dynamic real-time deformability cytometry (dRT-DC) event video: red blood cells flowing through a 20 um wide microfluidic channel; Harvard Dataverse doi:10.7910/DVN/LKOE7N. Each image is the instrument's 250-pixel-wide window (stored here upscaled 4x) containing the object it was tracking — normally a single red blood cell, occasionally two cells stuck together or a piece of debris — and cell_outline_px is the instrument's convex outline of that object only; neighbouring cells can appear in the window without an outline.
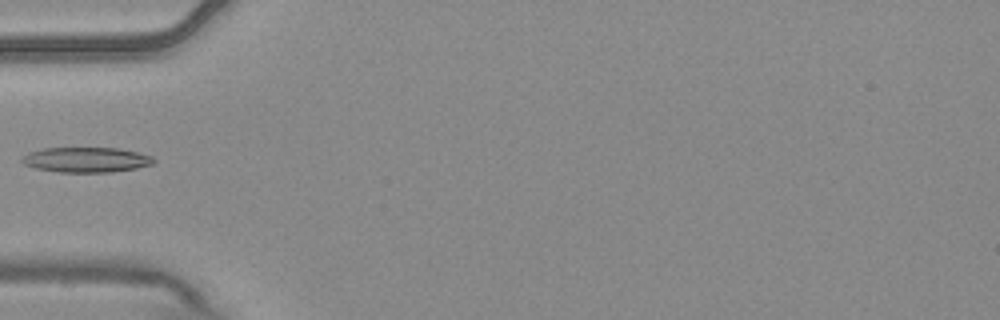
{"species": "common noctule bat (a hibernating species)", "species_latin": "Nyctalus noctula", "temperature_condition": "warm", "stored_images_in_passage": 4, "camera_frame_rate_fps": 3000, "um_per_image_px": 0.085, "animal": {"sex": "male", "body_mass_g": 20.4}, "frame": {"image": 1, "passage_image": 4, "time_ms": 1.0, "image_size_px": [1000, 320], "cell_outline_px": [[156, 160], [152, 164], [136, 168], [112, 172], [60, 172], [36, 168], [24, 164], [20, 160], [28, 152], [44, 148], [120, 148], [152, 156]], "centroid_in_image_um": [7.33, 13.58], "position_along_channel_um": 77.7, "area_um2": 19.19}}